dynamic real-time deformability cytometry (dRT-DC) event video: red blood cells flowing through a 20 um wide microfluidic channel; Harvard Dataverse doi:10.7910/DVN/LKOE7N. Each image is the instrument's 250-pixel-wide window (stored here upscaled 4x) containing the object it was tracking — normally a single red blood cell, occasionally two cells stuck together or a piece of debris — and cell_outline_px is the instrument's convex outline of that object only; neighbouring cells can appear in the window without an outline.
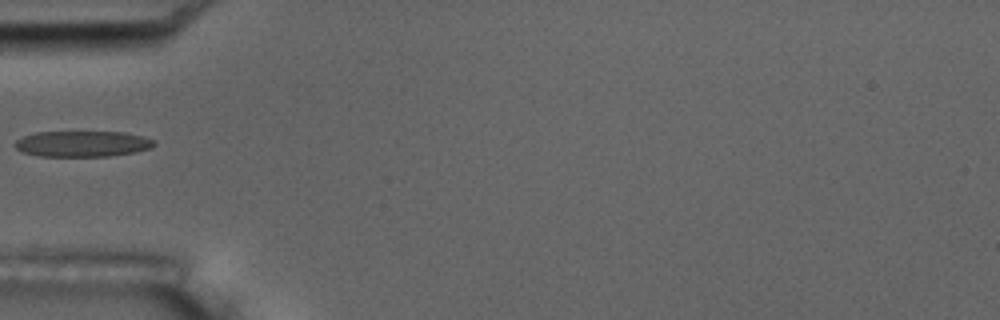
{"species": "common noctule bat (a hibernating species)", "species_latin": "Nyctalus noctula", "temperature_condition": "room temperature", "stored_images_in_passage": 2, "camera_frame_rate_fps": 3000, "um_per_image_px": 0.085, "animal": {"sex": "male", "body_mass_g": 17.5, "forearm_length_mm": 52.3}, "frame": {"image": 1, "passage_image": 2, "time_ms": 1.333, "image_size_px": [1000, 320], "cell_outline_px": [[156, 144], [152, 148], [136, 152], [108, 156], [40, 156], [20, 152], [12, 144], [16, 140], [24, 136], [36, 132], [124, 132], [144, 136], [156, 140]], "centroid_in_image_um": [7.02, 12.22], "position_along_channel_um": 78.0, "area_um2": 21.21}}